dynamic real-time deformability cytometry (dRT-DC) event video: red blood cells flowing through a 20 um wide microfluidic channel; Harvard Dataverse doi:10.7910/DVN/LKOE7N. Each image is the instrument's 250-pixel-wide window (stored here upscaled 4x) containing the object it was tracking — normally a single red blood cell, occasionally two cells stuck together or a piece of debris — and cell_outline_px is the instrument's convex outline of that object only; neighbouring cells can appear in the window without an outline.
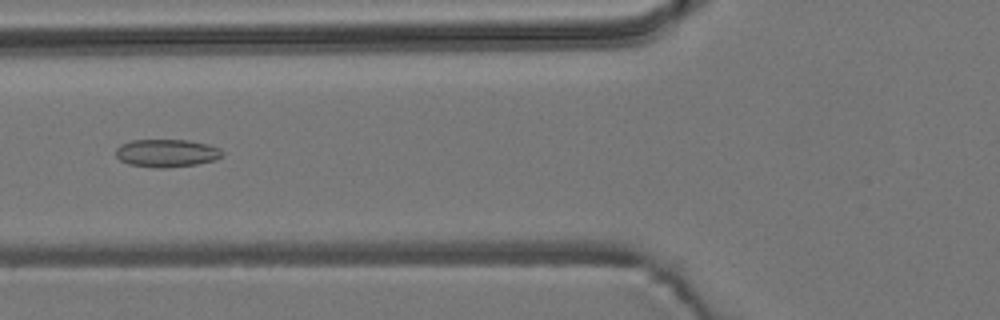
{"species": "common noctule bat (a hibernating species)", "species_latin": "Nyctalus noctula", "temperature_condition": "room temperature", "stored_images_in_passage": 5, "camera_frame_rate_fps": 3000, "um_per_image_px": 0.085, "animal": {"sex": "male", "body_mass_g": 19.2, "forearm_length_mm": 51.8}, "frame": {"image": 1, "passage_image": 5, "time_ms": 5.333, "image_size_px": [1000, 320], "cell_outline_px": [[224, 156], [216, 160], [196, 164], [164, 168], [156, 168], [128, 164], [120, 160], [116, 156], [116, 148], [120, 144], [132, 140], [188, 140], [208, 144], [220, 148], [224, 152]], "centroid_in_image_um": [14.19, 13.01], "position_along_channel_um": 111.6, "area_um2": 17.46}}